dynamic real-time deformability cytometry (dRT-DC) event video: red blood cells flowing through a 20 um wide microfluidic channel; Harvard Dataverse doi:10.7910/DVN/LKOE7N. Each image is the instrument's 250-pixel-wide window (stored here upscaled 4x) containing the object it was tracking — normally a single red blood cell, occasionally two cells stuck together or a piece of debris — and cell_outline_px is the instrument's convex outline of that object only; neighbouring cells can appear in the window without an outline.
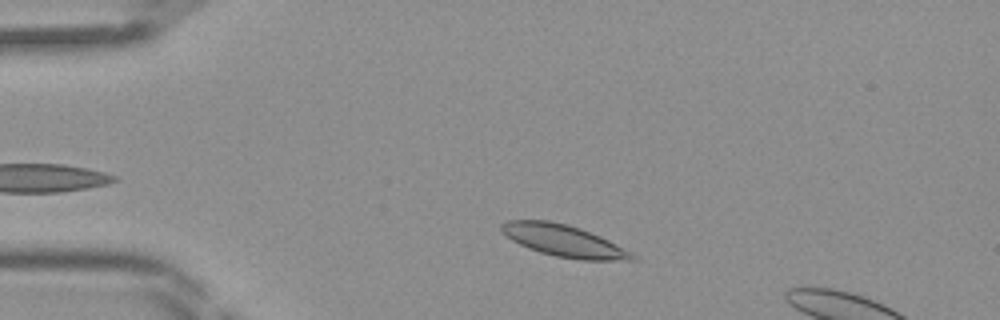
{"species": "Egyptian fruit bat (a non-hibernating species)", "species_latin": "Rousettus aegyptiacus", "temperature_condition": "room temperature", "stored_images_in_passage": 8, "camera_frame_rate_fps": 3000, "um_per_image_px": 0.085, "frame": {"image": 1, "passage_image": 4, "time_ms": 1.0, "image_size_px": [1000, 320], "cell_outline_px": [[640, 260], [580, 260], [556, 256], [540, 252], [528, 248], [512, 240], [500, 232], [500, 224], [508, 220], [548, 220], [568, 224], [580, 228], [600, 236], [608, 240], [636, 256]], "centroid_in_image_um": [47.87, 20.45], "position_along_channel_um": 37.1, "area_um2": 24.16}}